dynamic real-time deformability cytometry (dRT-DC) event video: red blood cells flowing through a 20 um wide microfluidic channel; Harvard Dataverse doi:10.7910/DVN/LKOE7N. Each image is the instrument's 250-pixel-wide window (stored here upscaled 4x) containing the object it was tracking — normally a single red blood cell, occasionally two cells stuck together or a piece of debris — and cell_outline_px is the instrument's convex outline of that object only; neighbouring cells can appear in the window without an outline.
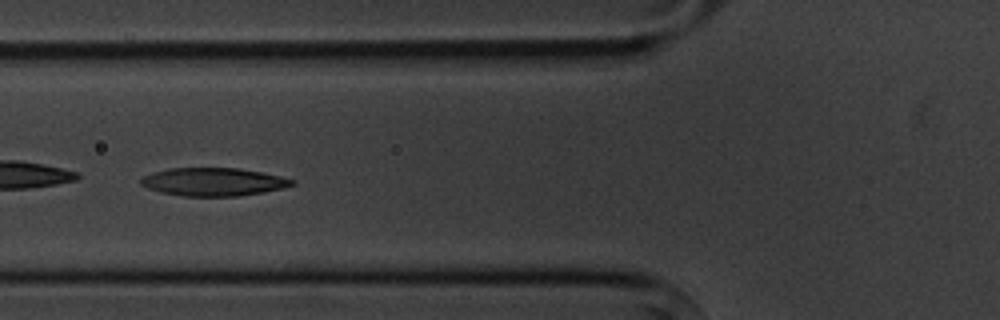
{"species": "common noctule bat (a hibernating species)", "species_latin": "Nyctalus noctula", "temperature_condition": "cold", "stored_images_in_passage": 7, "camera_frame_rate_fps": 3000, "um_per_image_px": 0.085, "animal": {"sex": "male", "body_mass_g": 20.1, "forearm_length_mm": 53.5}, "frame": {"image": 1, "passage_image": 7, "time_ms": 7.0, "image_size_px": [1000, 320], "cell_outline_px": [[296, 184], [264, 192], [240, 196], [184, 196], [160, 192], [148, 188], [140, 184], [140, 180], [144, 176], [152, 172], [168, 168], [240, 168], [280, 176], [296, 180]], "centroid_in_image_um": [18.13, 15.45], "position_along_channel_um": 107.7, "area_um2": 24.74}}